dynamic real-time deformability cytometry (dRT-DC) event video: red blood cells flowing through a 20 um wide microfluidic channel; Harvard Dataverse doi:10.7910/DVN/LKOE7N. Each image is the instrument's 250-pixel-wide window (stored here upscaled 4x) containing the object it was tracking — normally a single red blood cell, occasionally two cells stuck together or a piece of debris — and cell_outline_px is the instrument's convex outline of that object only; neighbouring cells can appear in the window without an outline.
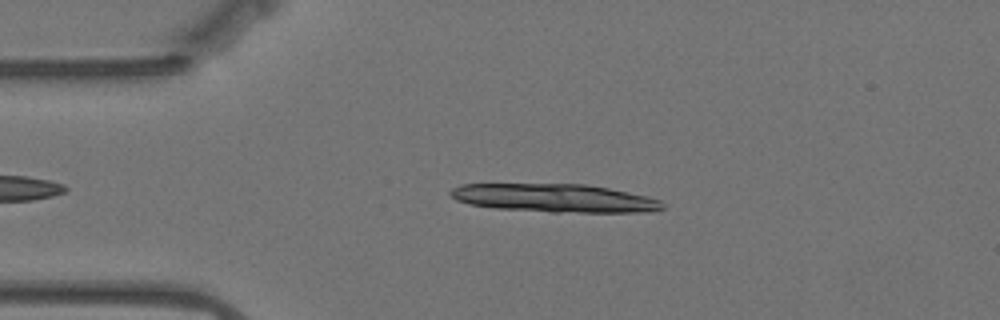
{"species": "Egyptian fruit bat (a non-hibernating species)", "species_latin": "Rousettus aegyptiacus", "temperature_condition": "warm", "stored_images_in_passage": 13, "camera_frame_rate_fps": 3000, "um_per_image_px": 0.085, "animal": {"sex": "female"}, "frame": {"image": 1, "passage_image": 10, "time_ms": 3.0, "image_size_px": [1000, 320], "cell_outline_px": [[664, 208], [648, 212], [552, 212], [496, 208], [468, 204], [456, 200], [448, 192], [452, 188], [460, 184], [588, 184], [648, 196], [660, 200], [664, 204]], "centroid_in_image_um": [47.13, 16.83], "position_along_channel_um": 37.9, "area_um2": 35.03}}